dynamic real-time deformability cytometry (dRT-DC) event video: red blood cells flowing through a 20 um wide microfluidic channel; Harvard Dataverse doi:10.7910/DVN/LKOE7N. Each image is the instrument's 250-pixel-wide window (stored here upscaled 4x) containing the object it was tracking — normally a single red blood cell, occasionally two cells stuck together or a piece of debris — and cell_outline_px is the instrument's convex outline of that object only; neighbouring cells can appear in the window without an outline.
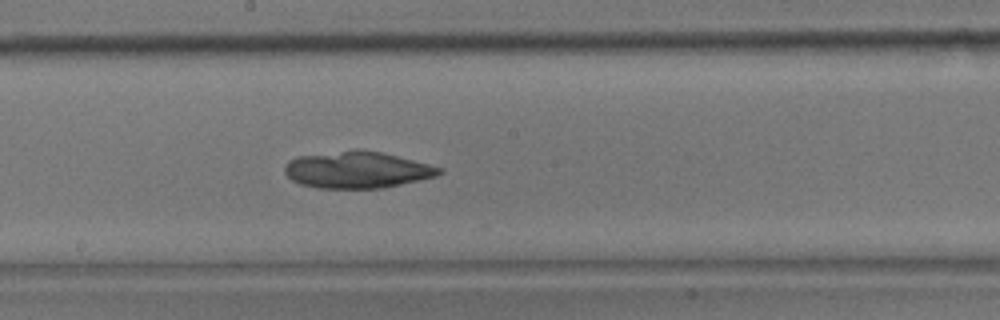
{"species": "common noctule bat (a hibernating species)", "species_latin": "Nyctalus noctula", "temperature_condition": "room temperature", "stored_images_in_passage": 55, "camera_frame_rate_fps": 3000, "um_per_image_px": 0.085, "animal": {"sex": "male", "body_mass_g": 17.9}, "frame": {"image": 1, "passage_image": 30, "time_ms": 9.667, "image_size_px": [1000, 320], "cell_outline_px": [[444, 172], [436, 176], [420, 180], [384, 188], [316, 188], [300, 184], [292, 180], [284, 172], [284, 168], [288, 160], [296, 156], [340, 152], [380, 152], [444, 168]], "centroid_in_image_um": [30.35, 14.48], "position_along_channel_um": 217.8, "area_um2": 32.31}}
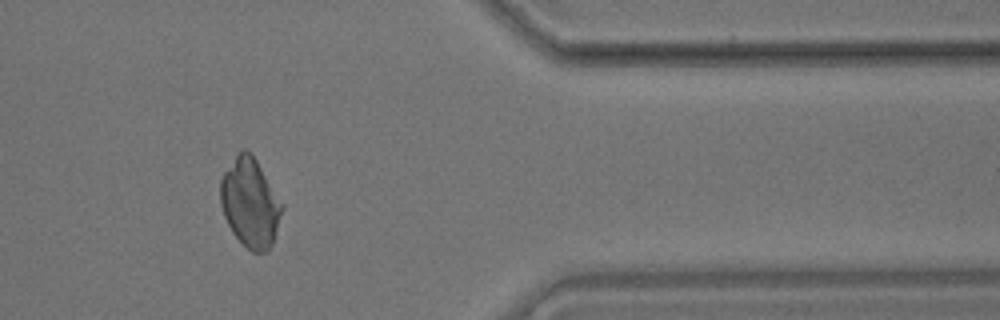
{"frame": {"image": 2, "passage_image": 46, "time_ms": 15.0, "image_size_px": [1000, 320], "cell_outline_px": [[284, 208], [272, 244], [268, 252], [252, 252], [232, 232], [224, 216], [220, 204], [220, 180], [224, 172], [240, 148], [244, 148], [252, 152], [284, 204]], "centroid_in_image_um": [21.27, 17.2], "position_along_channel_um": 390.1, "area_um2": 32.19}}
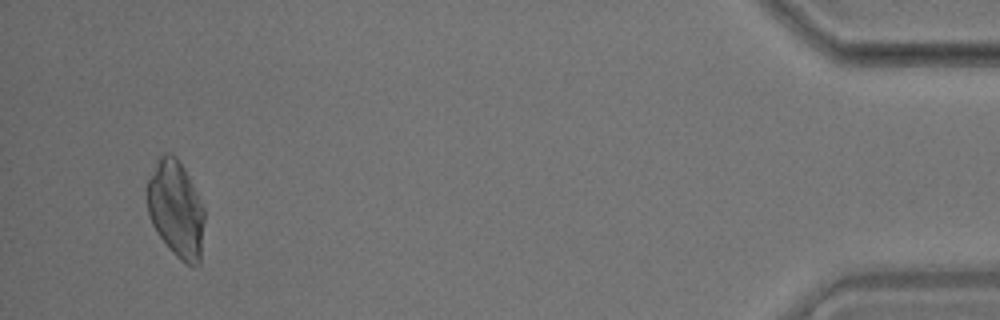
{"frame": {"image": 3, "passage_image": 53, "time_ms": 17.333, "image_size_px": [1000, 320], "cell_outline_px": [[204, 220], [200, 264], [184, 264], [168, 248], [152, 224], [148, 212], [144, 192], [156, 156], [164, 152], [172, 152], [176, 156], [184, 168], [204, 208]], "centroid_in_image_um": [14.91, 17.71], "position_along_channel_um": 420.3, "area_um2": 32.77}}